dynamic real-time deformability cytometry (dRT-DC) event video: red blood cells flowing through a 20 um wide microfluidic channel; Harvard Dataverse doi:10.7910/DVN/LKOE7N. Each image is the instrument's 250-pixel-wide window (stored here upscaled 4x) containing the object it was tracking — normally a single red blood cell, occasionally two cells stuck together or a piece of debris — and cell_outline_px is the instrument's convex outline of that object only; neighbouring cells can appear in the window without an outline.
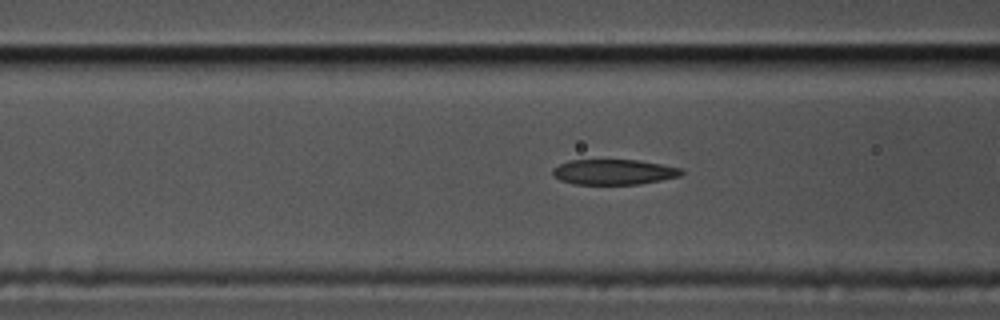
{"species": "common noctule bat (a hibernating species)", "species_latin": "Nyctalus noctula", "temperature_condition": "cold", "stored_images_in_passage": 33, "camera_frame_rate_fps": 3000, "um_per_image_px": 0.085, "animal": {"sex": "male", "body_mass_g": 17.5, "forearm_length_mm": 52.3}, "frame": {"image": 1, "passage_image": 10, "time_ms": 3.0, "image_size_px": [1000, 320], "cell_outline_px": [[684, 172], [680, 176], [640, 184], [576, 184], [560, 180], [552, 176], [552, 168], [568, 160], [640, 160], [680, 168]], "centroid_in_image_um": [52.14, 14.61], "position_along_channel_um": 114.5, "area_um2": 18.96}}
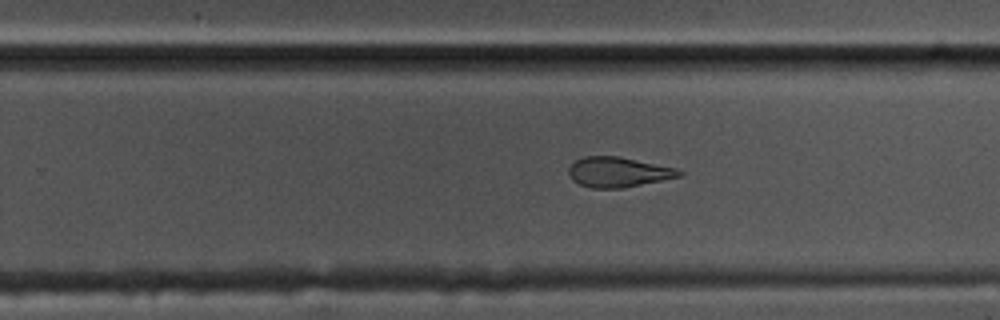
{"frame": {"image": 2, "passage_image": 24, "time_ms": 7.667, "image_size_px": [1000, 320], "cell_outline_px": [[684, 172], [680, 176], [624, 188], [592, 188], [580, 184], [572, 180], [568, 172], [568, 168], [576, 160], [584, 156], [620, 156], [676, 168]], "centroid_in_image_um": [52.53, 14.62], "position_along_channel_um": 277.3, "area_um2": 19.31}}